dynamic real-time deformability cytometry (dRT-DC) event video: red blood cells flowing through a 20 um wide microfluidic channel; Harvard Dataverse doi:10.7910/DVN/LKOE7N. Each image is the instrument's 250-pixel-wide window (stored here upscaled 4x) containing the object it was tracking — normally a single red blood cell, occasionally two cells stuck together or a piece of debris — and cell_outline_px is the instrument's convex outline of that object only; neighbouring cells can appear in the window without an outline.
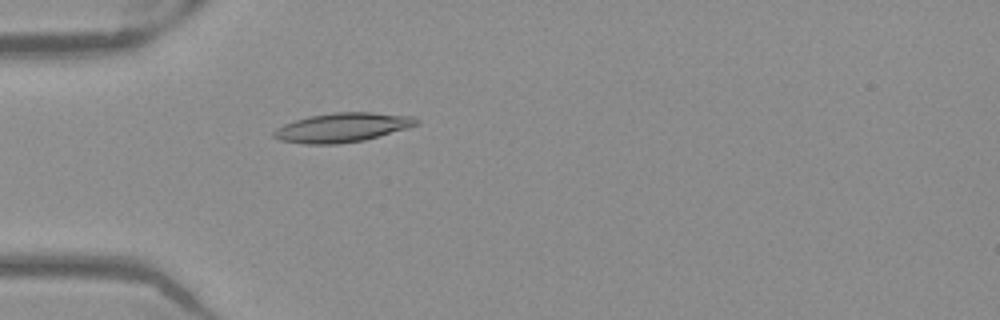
{"species": "Egyptian fruit bat (a non-hibernating species)", "species_latin": "Rousettus aegyptiacus", "temperature_condition": "warm", "stored_images_in_passage": 52, "camera_frame_rate_fps": 3000, "um_per_image_px": 0.085, "frame": {"image": 1, "passage_image": 16, "time_ms": 5.0, "image_size_px": [1000, 320], "cell_outline_px": [[420, 124], [408, 128], [364, 140], [336, 144], [308, 144], [280, 140], [272, 136], [272, 132], [276, 128], [284, 124], [308, 116], [332, 112], [372, 112], [412, 116], [420, 120]], "centroid_in_image_um": [29.11, 10.83], "position_along_channel_um": 55.9, "area_um2": 24.33}}
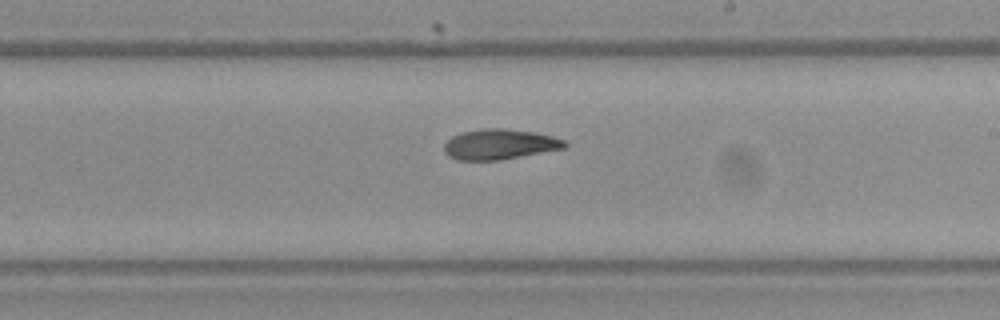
{"frame": {"image": 2, "passage_image": 31, "time_ms": 10.0, "image_size_px": [1000, 320], "cell_outline_px": [[568, 144], [564, 148], [500, 160], [456, 160], [448, 156], [444, 152], [444, 144], [452, 136], [460, 132], [480, 128], [504, 128], [532, 132], [552, 136], [564, 140]], "centroid_in_image_um": [42.42, 12.26], "position_along_channel_um": 246.6, "area_um2": 21.33}}
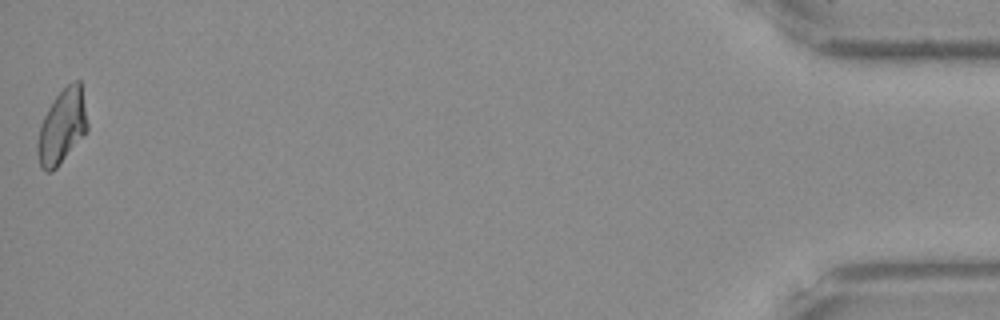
{"frame": {"image": 3, "passage_image": 52, "time_ms": 17.0, "image_size_px": [1000, 320], "cell_outline_px": [[88, 128], [56, 168], [52, 172], [44, 172], [40, 168], [36, 152], [36, 144], [40, 124], [48, 108], [56, 96], [72, 80], [80, 80], [88, 124]], "centroid_in_image_um": [5.23, 10.78], "position_along_channel_um": 430.0, "area_um2": 21.44}, "authors_computed_cell_mechanics": {"area_um2": 21.8773, "velocity_mm_per_s": 3.9487, "shape_relaxation_time_tau1_ms": 7.3367, "shape_relaxation_time_tau2_ms": null, "deformation_change_tau1": 0.182, "deformation_change_tau2": null}}